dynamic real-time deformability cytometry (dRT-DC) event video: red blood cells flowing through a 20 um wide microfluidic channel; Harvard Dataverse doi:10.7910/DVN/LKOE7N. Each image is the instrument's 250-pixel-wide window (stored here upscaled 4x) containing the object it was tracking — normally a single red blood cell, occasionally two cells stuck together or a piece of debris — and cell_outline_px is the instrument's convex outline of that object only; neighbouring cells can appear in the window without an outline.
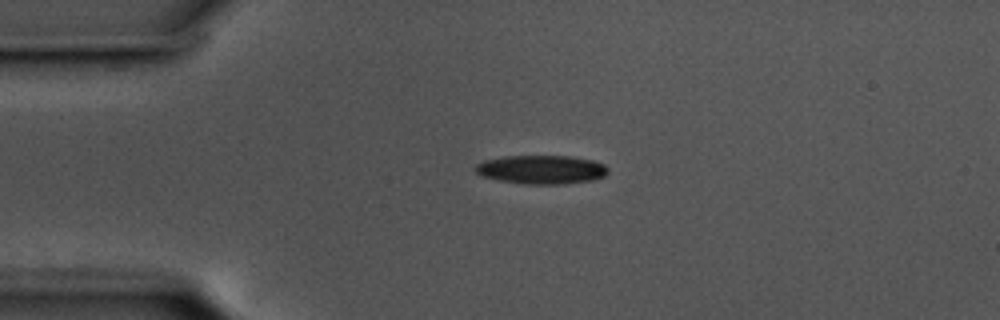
{"species": "common noctule bat (a hibernating species)", "species_latin": "Nyctalus noctula", "temperature_condition": "cold", "stored_images_in_passage": 35, "camera_frame_rate_fps": 3000, "um_per_image_px": 0.085, "animal": {"sex": "male", "body_mass_g": 17.5, "forearm_length_mm": 52.3}, "frame": {"image": 1, "passage_image": 1, "time_ms": 0.0, "image_size_px": [1000, 320], "cell_outline_px": [[608, 172], [604, 176], [592, 180], [564, 184], [524, 184], [500, 180], [480, 176], [472, 168], [476, 164], [484, 160], [504, 156], [572, 156], [592, 160], [604, 164], [608, 168]], "centroid_in_image_um": [45.99, 14.41], "position_along_channel_um": 39.0, "area_um2": 22.37}}
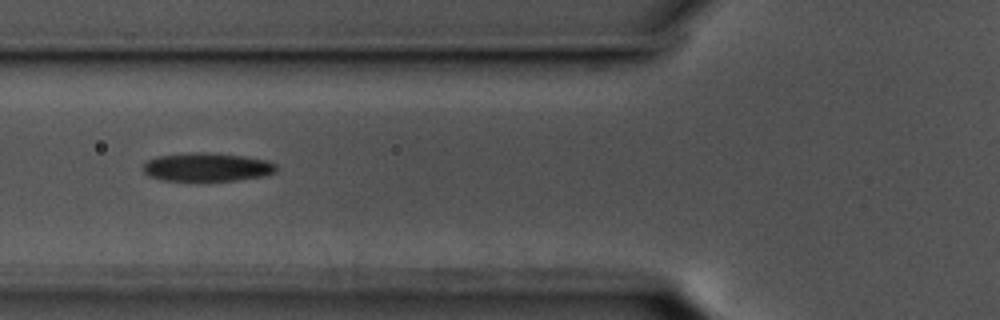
{"frame": {"image": 2, "passage_image": 9, "time_ms": 2.667, "image_size_px": [1000, 320], "cell_outline_px": [[276, 172], [264, 176], [236, 180], [164, 180], [148, 176], [144, 172], [144, 164], [148, 160], [156, 156], [192, 152], [204, 152], [244, 156], [264, 160], [276, 164]], "centroid_in_image_um": [17.59, 14.19], "position_along_channel_um": 108.2, "area_um2": 21.91}}
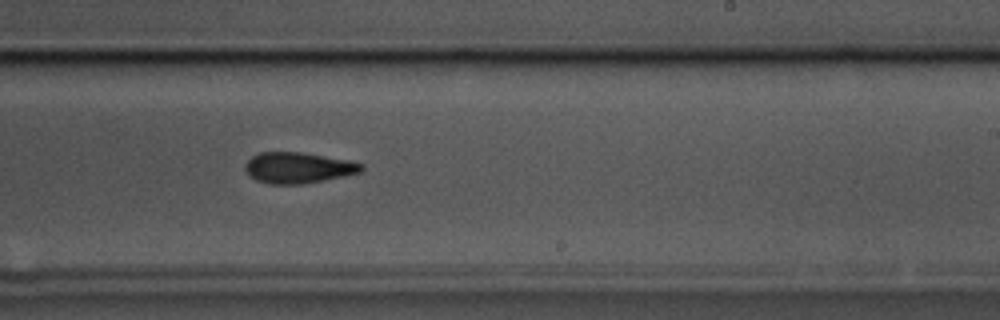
{"frame": {"image": 3, "passage_image": 22, "time_ms": 7.0, "image_size_px": [1000, 320], "cell_outline_px": [[364, 168], [360, 172], [344, 176], [300, 184], [268, 184], [256, 180], [248, 176], [244, 168], [244, 164], [252, 156], [260, 152], [300, 152], [352, 160], [364, 164]], "centroid_in_image_um": [25.33, 14.25], "position_along_channel_um": 263.7, "area_um2": 21.1}, "authors_computed_cell_mechanics": {"area_um2": 22.1374, "velocity_mm_per_s": 3.5844, "shape_relaxation_time_tau1_ms": 3.5399, "shape_relaxation_time_tau2_ms": 4.65, "deformation_change_tau1": 0.1162, "deformation_change_tau2": 0.1232}}